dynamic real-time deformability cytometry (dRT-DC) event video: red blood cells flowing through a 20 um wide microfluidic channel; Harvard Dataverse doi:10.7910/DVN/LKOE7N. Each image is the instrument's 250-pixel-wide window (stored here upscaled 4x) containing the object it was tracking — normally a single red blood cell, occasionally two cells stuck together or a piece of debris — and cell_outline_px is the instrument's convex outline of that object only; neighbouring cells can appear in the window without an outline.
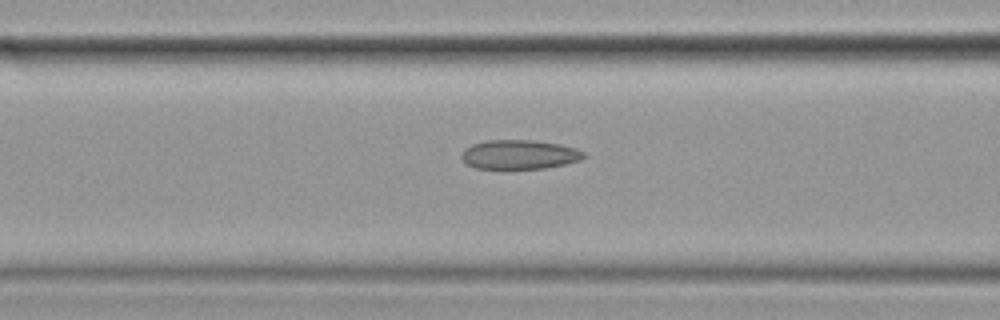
{"species": "common noctule bat (a hibernating species)", "species_latin": "Nyctalus noctula", "temperature_condition": "cold", "stored_images_in_passage": 13, "camera_frame_rate_fps": 3000, "um_per_image_px": 0.085, "animal": {"sex": "female", "body_mass_g": 19.9}, "frame": {"image": 1, "passage_image": 11, "time_ms": 3.333, "image_size_px": [1000, 320], "cell_outline_px": [[588, 156], [580, 160], [564, 164], [544, 168], [504, 172], [476, 168], [464, 164], [460, 156], [464, 148], [472, 144], [484, 140], [532, 140], [560, 144], [576, 148], [584, 152]], "centroid_in_image_um": [44.08, 13.18], "position_along_channel_um": 122.5, "area_um2": 21.96}}